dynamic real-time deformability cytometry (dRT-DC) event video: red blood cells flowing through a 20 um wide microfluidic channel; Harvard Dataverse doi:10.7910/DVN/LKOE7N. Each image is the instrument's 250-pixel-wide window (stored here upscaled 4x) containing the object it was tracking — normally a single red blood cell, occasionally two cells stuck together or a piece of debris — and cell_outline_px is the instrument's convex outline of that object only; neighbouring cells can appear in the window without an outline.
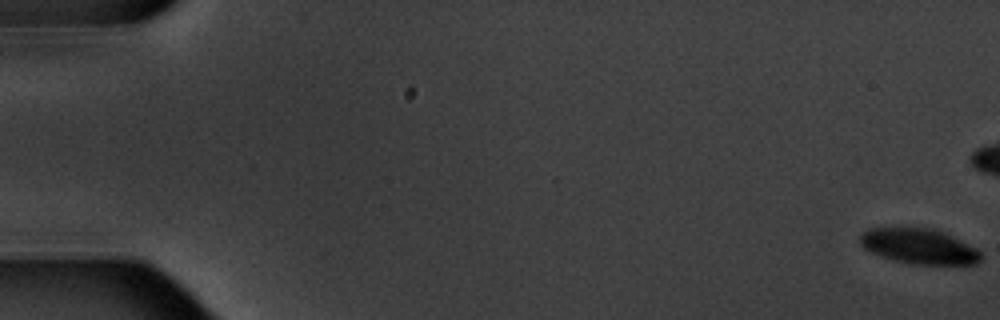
{"species": "common noctule bat (a hibernating species)", "species_latin": "Nyctalus noctula", "temperature_condition": "warm", "stored_images_in_passage": 6, "camera_frame_rate_fps": 3000, "um_per_image_px": 0.085, "animal": {"sex": "male", "body_mass_g": 20.1, "forearm_length_mm": 53.5}, "frame": {"image": 1, "passage_image": 1, "time_ms": 0.0, "image_size_px": [1000, 320], "cell_outline_px": [[980, 260], [976, 264], [912, 264], [880, 256], [864, 248], [860, 244], [860, 236], [868, 228], [928, 228], [940, 232], [976, 248], [980, 252]], "centroid_in_image_um": [78.07, 20.94], "position_along_channel_um": 6.9, "area_um2": 24.16}}